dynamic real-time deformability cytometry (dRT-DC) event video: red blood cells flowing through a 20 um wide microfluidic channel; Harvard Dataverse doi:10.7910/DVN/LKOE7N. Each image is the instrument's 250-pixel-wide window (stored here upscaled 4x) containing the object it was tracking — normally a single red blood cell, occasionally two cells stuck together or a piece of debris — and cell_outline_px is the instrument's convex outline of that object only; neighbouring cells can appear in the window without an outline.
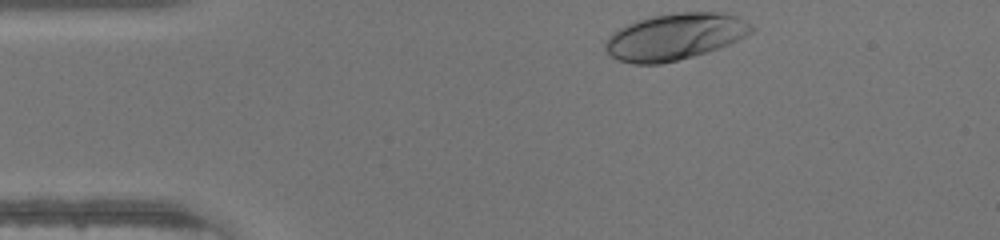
{"species": "human", "species_latin": "Homo sapiens", "temperature_condition": "warm", "stored_images_in_passage": 30, "camera_frame_rate_fps": 3000, "um_per_image_px": 0.085, "donor": {"sex": "male"}, "frame": {"image": 1, "passage_image": 1, "time_ms": 0.0, "image_size_px": [1000, 240], "cell_outline_px": [[756, 32], [720, 48], [708, 52], [660, 64], [632, 64], [616, 60], [604, 48], [604, 44], [608, 36], [612, 32], [628, 24], [652, 16], [676, 12], [716, 12], [736, 16], [752, 24], [756, 28]], "centroid_in_image_um": [57.4, 3.12], "position_along_channel_um": 27.6, "area_um2": 39.82}}
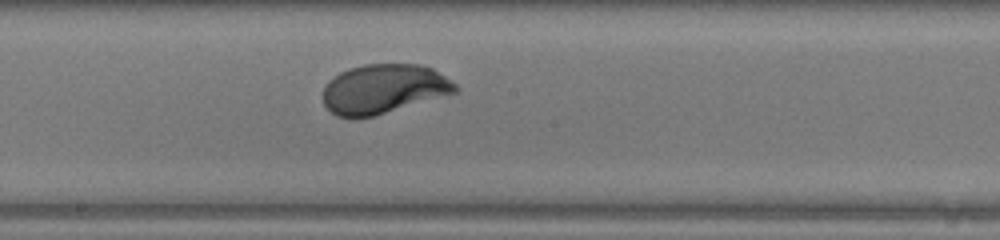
{"frame": {"image": 2, "passage_image": 18, "time_ms": 5.667, "image_size_px": [1000, 240], "cell_outline_px": [[460, 88], [456, 92], [376, 116], [356, 120], [336, 116], [324, 104], [324, 88], [328, 80], [332, 76], [340, 72], [364, 64], [420, 64], [432, 68], [456, 84]], "centroid_in_image_um": [32.58, 7.58], "position_along_channel_um": 215.6, "area_um2": 38.32}}
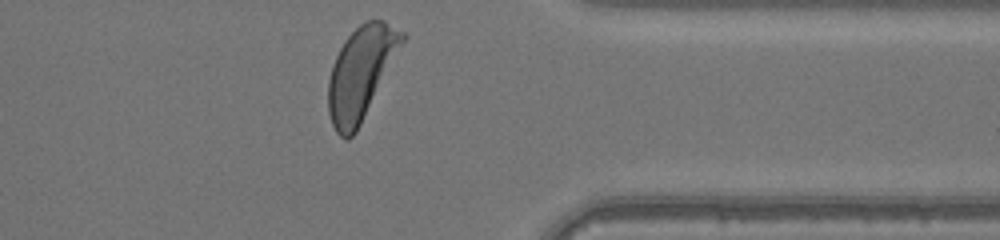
{"frame": {"image": 3, "passage_image": 30, "time_ms": 9.667, "image_size_px": [1000, 240], "cell_outline_px": [[408, 36], [356, 132], [348, 140], [344, 140], [336, 132], [332, 124], [328, 112], [328, 80], [332, 64], [344, 40], [360, 24], [368, 20], [384, 20], [404, 32]], "centroid_in_image_um": [30.69, 6.19], "position_along_channel_um": 380.7, "area_um2": 39.82}}